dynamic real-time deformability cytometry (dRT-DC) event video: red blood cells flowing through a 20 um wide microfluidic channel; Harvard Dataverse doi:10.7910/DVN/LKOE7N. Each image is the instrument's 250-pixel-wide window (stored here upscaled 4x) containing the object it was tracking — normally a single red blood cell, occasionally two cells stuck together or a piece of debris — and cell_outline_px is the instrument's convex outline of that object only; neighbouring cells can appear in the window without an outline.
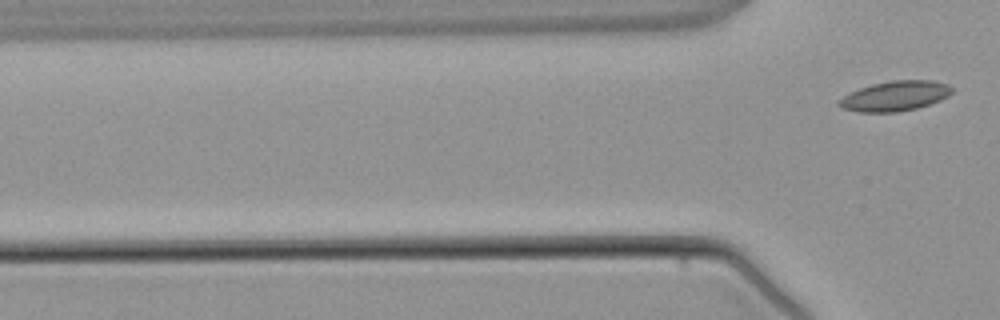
{"species": "common noctule bat (a hibernating species)", "species_latin": "Nyctalus noctula", "temperature_condition": "warm", "stored_images_in_passage": 3, "camera_frame_rate_fps": 3000, "um_per_image_px": 0.085, "animal": {"sex": "male", "body_mass_g": 21.5, "forearm_length_mm": 52.0}, "frame": {"image": 1, "passage_image": 3, "time_ms": 2.333, "image_size_px": [1000, 320], "cell_outline_px": [[952, 92], [948, 96], [940, 100], [916, 108], [896, 112], [860, 112], [844, 108], [836, 104], [844, 96], [860, 88], [872, 84], [892, 80], [932, 80], [948, 84], [952, 88]], "centroid_in_image_um": [76.1, 8.15], "position_along_channel_um": 49.7, "area_um2": 19.48}}